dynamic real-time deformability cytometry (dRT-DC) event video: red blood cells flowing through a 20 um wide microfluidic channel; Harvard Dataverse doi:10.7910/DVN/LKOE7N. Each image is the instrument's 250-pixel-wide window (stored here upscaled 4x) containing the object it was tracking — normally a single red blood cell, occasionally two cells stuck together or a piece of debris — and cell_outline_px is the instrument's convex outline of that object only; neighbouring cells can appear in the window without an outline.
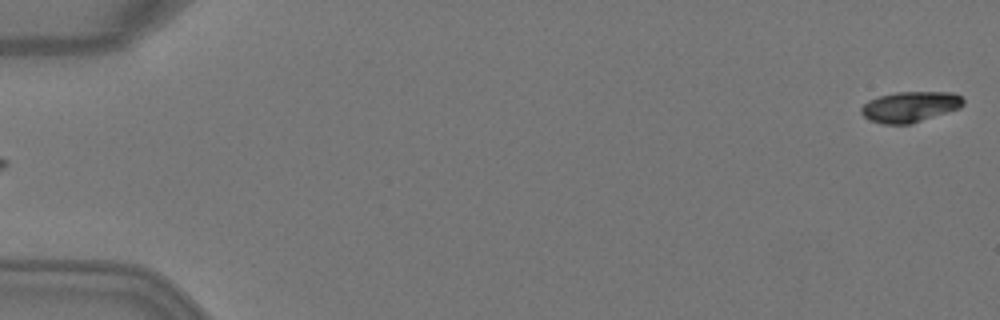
{"species": "Egyptian fruit bat (a non-hibernating species)", "species_latin": "Rousettus aegyptiacus", "temperature_condition": "warm", "stored_images_in_passage": 5, "segment_of_instrument_passage": [2, 2], "camera_frame_rate_fps": 3000, "um_per_image_px": 0.085, "animal": {"sex": "female"}, "frame": {"image": 1, "passage_image": 5, "time_ms": 1.333, "image_size_px": [1000, 320], "cell_outline_px": [[964, 104], [960, 108], [912, 124], [880, 124], [864, 116], [860, 112], [860, 108], [868, 100], [880, 96], [896, 92], [952, 92], [960, 96], [964, 100]], "centroid_in_image_um": [77.36, 9.08], "position_along_channel_um": 7.6, "area_um2": 18.26}}